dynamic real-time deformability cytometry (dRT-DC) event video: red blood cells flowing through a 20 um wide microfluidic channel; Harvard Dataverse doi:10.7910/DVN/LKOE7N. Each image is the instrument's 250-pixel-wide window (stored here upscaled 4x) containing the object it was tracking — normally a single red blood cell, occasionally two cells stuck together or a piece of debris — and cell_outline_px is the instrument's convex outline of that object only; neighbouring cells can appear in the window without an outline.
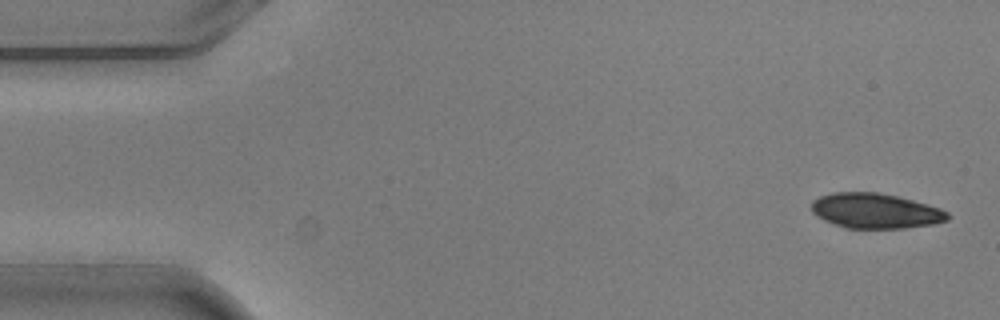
{"species": "common noctule bat (a hibernating species)", "species_latin": "Nyctalus noctula", "temperature_condition": "warm", "stored_images_in_passage": 6, "camera_frame_rate_fps": 3000, "um_per_image_px": 0.085, "animal": {"sex": "male", "body_mass_g": 20.5, "forearm_length_mm": 52.5}, "frame": {"image": 1, "passage_image": 1, "time_ms": 0.0, "image_size_px": [1000, 320], "cell_outline_px": [[948, 220], [932, 224], [904, 228], [848, 228], [824, 220], [816, 216], [812, 212], [812, 200], [820, 196], [832, 192], [876, 192], [896, 196], [912, 200], [940, 208], [948, 212]], "centroid_in_image_um": [74.39, 17.92], "position_along_channel_um": 10.6, "area_um2": 27.63}}